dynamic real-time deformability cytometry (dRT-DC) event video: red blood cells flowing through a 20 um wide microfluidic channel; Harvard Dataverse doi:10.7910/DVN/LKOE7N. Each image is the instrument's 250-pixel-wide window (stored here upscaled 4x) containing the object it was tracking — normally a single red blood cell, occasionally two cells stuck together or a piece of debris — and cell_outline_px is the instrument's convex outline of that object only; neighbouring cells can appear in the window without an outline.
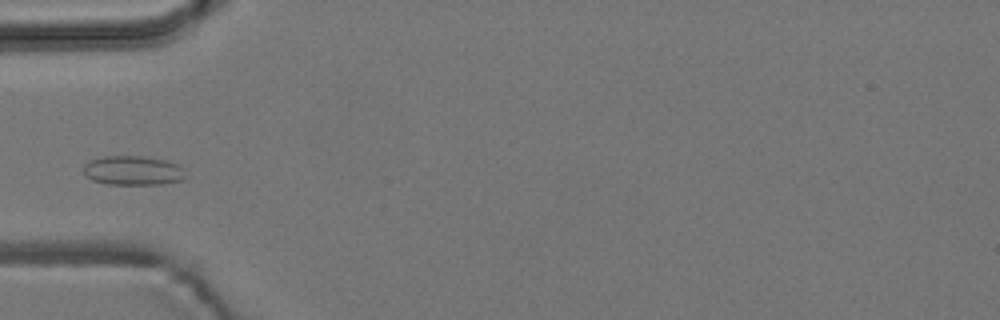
{"species": "common noctule bat (a hibernating species)", "species_latin": "Nyctalus noctula", "temperature_condition": "room temperature", "stored_images_in_passage": 5, "camera_frame_rate_fps": 3000, "um_per_image_px": 0.085, "animal": {"sex": "male", "body_mass_g": 19.2, "forearm_length_mm": 51.8}, "frame": {"image": 1, "passage_image": 5, "time_ms": 4.667, "image_size_px": [1000, 320], "cell_outline_px": [[188, 176], [180, 180], [160, 184], [108, 184], [92, 180], [84, 172], [84, 164], [92, 160], [104, 156], [140, 156], [164, 160], [176, 164]], "centroid_in_image_um": [11.29, 14.5], "position_along_channel_um": 73.7, "area_um2": 17.11}}